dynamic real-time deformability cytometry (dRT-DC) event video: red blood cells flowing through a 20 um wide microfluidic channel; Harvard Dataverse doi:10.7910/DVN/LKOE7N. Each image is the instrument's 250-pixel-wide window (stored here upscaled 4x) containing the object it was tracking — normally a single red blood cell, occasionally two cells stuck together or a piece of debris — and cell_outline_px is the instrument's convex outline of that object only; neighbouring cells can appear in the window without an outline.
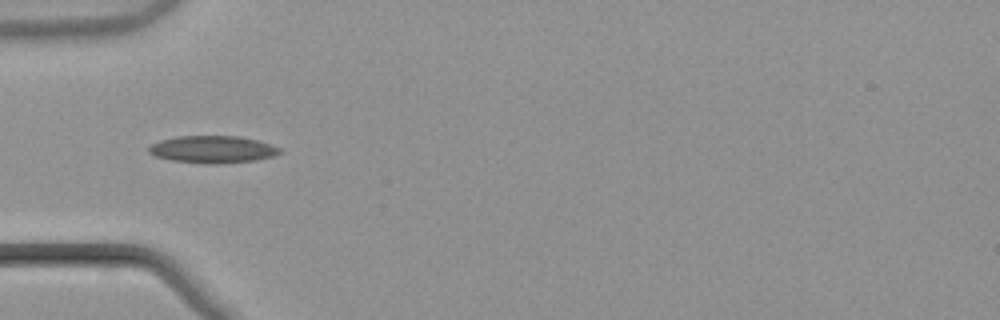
{"species": "common noctule bat (a hibernating species)", "species_latin": "Nyctalus noctula", "temperature_condition": "warm", "stored_images_in_passage": 37, "camera_frame_rate_fps": 3000, "um_per_image_px": 0.085, "animal": {"sex": "male", "body_mass_g": 21.5, "forearm_length_mm": 52.0}, "frame": {"image": 1, "passage_image": 1, "time_ms": 0.0, "image_size_px": [1000, 320], "cell_outline_px": [[280, 152], [272, 156], [256, 160], [216, 164], [208, 164], [172, 160], [156, 156], [148, 152], [148, 148], [152, 144], [160, 140], [176, 136], [240, 136], [256, 140], [280, 148]], "centroid_in_image_um": [18.04, 12.69], "position_along_channel_um": 67.0, "area_um2": 20.58}}
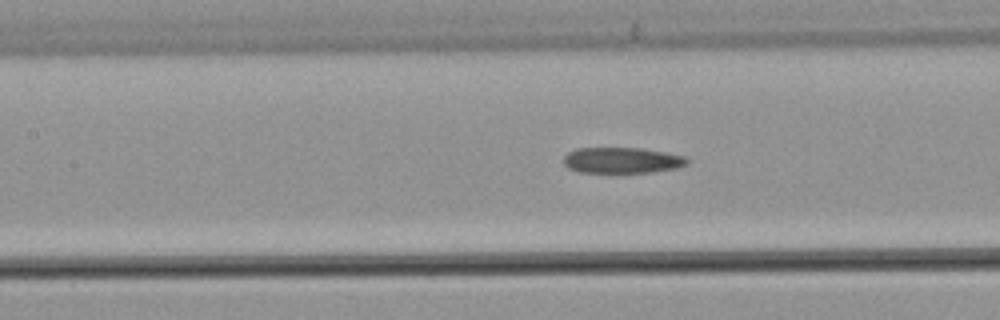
{"frame": {"image": 2, "passage_image": 8, "time_ms": 2.333, "image_size_px": [1000, 320], "cell_outline_px": [[688, 164], [676, 168], [652, 172], [580, 172], [568, 168], [564, 164], [564, 156], [568, 152], [576, 148], [640, 148], [664, 152], [684, 156], [688, 160]], "centroid_in_image_um": [52.85, 13.62], "position_along_channel_um": 154.5, "area_um2": 18.5}}
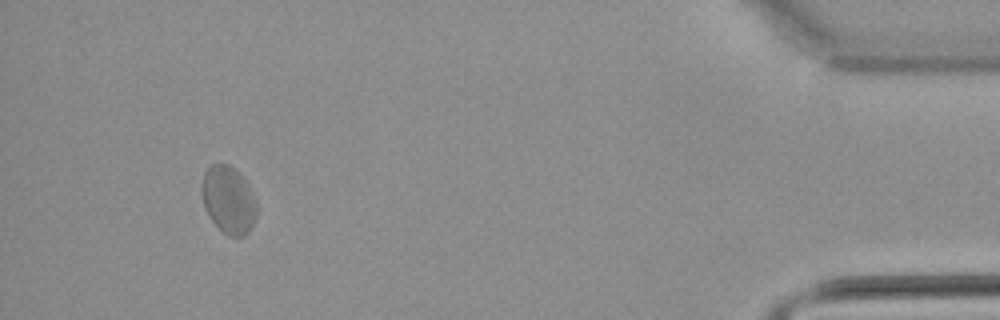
{"frame": {"image": 3, "passage_image": 34, "time_ms": 11.0, "image_size_px": [1000, 320], "cell_outline_px": [[256, 216], [248, 232], [244, 236], [228, 236], [208, 216], [204, 204], [200, 188], [200, 184], [204, 172], [212, 164], [228, 164], [236, 168], [244, 176], [252, 192], [256, 204]], "centroid_in_image_um": [19.41, 16.94], "position_along_channel_um": 415.8, "area_um2": 21.68}, "authors_computed_cell_mechanics": {"area_um2": 20.1722, "velocity_mm_per_s": 3.7925, "shape_relaxation_time_tau1_ms": null, "shape_relaxation_time_tau2_ms": 2.3804, "deformation_change_tau1": null, "deformation_change_tau2": 0.0705}}